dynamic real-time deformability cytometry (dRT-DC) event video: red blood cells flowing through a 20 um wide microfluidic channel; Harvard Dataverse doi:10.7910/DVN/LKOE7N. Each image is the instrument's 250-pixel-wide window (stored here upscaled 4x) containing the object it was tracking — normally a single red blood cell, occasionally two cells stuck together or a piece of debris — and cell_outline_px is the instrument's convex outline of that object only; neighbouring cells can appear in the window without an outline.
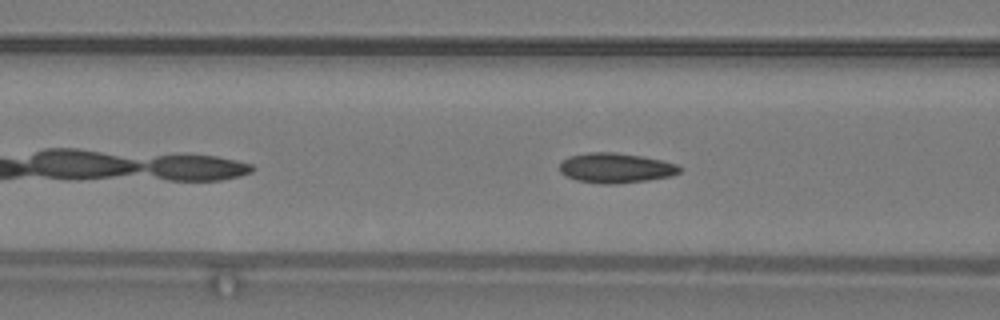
{"species": "common noctule bat (a hibernating species)", "species_latin": "Nyctalus noctula", "temperature_condition": "warm", "stored_images_in_passage": 29, "camera_frame_rate_fps": 3000, "um_per_image_px": 0.085, "animal": {"sex": "male", "body_mass_g": 19.2, "forearm_length_mm": 51.8}, "frame": {"image": 1, "passage_image": 9, "time_ms": 2.667, "image_size_px": [1000, 320], "cell_outline_px": [[684, 168], [680, 172], [672, 176], [648, 180], [616, 184], [604, 184], [576, 180], [564, 176], [560, 172], [560, 160], [568, 156], [588, 152], [616, 152], [640, 156], [680, 164]], "centroid_in_image_um": [52.34, 14.27], "position_along_channel_um": 114.3, "area_um2": 21.27}, "authors_computed_cell_mechanics": {"area_um2": 20.4034, "velocity_mm_per_s": 4.0027, "shape_relaxation_time_tau1_ms": null, "shape_relaxation_time_tau2_ms": 1.2193, "deformation_change_tau1": null, "deformation_change_tau2": 0.0725}}